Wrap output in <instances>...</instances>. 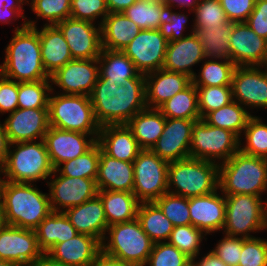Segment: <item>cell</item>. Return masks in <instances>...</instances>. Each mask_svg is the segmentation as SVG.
I'll return each mask as SVG.
<instances>
[{
  "label": "cell",
  "instance_id": "816d5d0a",
  "mask_svg": "<svg viewBox=\"0 0 267 266\" xmlns=\"http://www.w3.org/2000/svg\"><path fill=\"white\" fill-rule=\"evenodd\" d=\"M238 266H267V241L261 238H243Z\"/></svg>",
  "mask_w": 267,
  "mask_h": 266
},
{
  "label": "cell",
  "instance_id": "7bdbcfd3",
  "mask_svg": "<svg viewBox=\"0 0 267 266\" xmlns=\"http://www.w3.org/2000/svg\"><path fill=\"white\" fill-rule=\"evenodd\" d=\"M246 139L245 146L239 150L245 154L267 159V124L261 119L251 116L243 130Z\"/></svg>",
  "mask_w": 267,
  "mask_h": 266
},
{
  "label": "cell",
  "instance_id": "d6a6232c",
  "mask_svg": "<svg viewBox=\"0 0 267 266\" xmlns=\"http://www.w3.org/2000/svg\"><path fill=\"white\" fill-rule=\"evenodd\" d=\"M108 226L129 222L137 218L140 202L133 192L99 190Z\"/></svg>",
  "mask_w": 267,
  "mask_h": 266
},
{
  "label": "cell",
  "instance_id": "277c9868",
  "mask_svg": "<svg viewBox=\"0 0 267 266\" xmlns=\"http://www.w3.org/2000/svg\"><path fill=\"white\" fill-rule=\"evenodd\" d=\"M219 189L224 195L261 197L267 190V159L237 151L219 163Z\"/></svg>",
  "mask_w": 267,
  "mask_h": 266
},
{
  "label": "cell",
  "instance_id": "d590c367",
  "mask_svg": "<svg viewBox=\"0 0 267 266\" xmlns=\"http://www.w3.org/2000/svg\"><path fill=\"white\" fill-rule=\"evenodd\" d=\"M252 115L241 104L233 100L229 104L207 113L202 120L209 125L229 130L239 138Z\"/></svg>",
  "mask_w": 267,
  "mask_h": 266
},
{
  "label": "cell",
  "instance_id": "9f6ffc18",
  "mask_svg": "<svg viewBox=\"0 0 267 266\" xmlns=\"http://www.w3.org/2000/svg\"><path fill=\"white\" fill-rule=\"evenodd\" d=\"M18 108V82L1 75L0 66V113H13Z\"/></svg>",
  "mask_w": 267,
  "mask_h": 266
},
{
  "label": "cell",
  "instance_id": "89a4df30",
  "mask_svg": "<svg viewBox=\"0 0 267 266\" xmlns=\"http://www.w3.org/2000/svg\"><path fill=\"white\" fill-rule=\"evenodd\" d=\"M265 66V72L267 73V54H266V57L264 59V62L262 63L261 67L263 68Z\"/></svg>",
  "mask_w": 267,
  "mask_h": 266
},
{
  "label": "cell",
  "instance_id": "c3c4849f",
  "mask_svg": "<svg viewBox=\"0 0 267 266\" xmlns=\"http://www.w3.org/2000/svg\"><path fill=\"white\" fill-rule=\"evenodd\" d=\"M30 6L37 17L49 22L45 24L49 26L57 25L71 15V0H32Z\"/></svg>",
  "mask_w": 267,
  "mask_h": 266
},
{
  "label": "cell",
  "instance_id": "1f68e13d",
  "mask_svg": "<svg viewBox=\"0 0 267 266\" xmlns=\"http://www.w3.org/2000/svg\"><path fill=\"white\" fill-rule=\"evenodd\" d=\"M39 248L46 253L54 245L65 242L79 233L64 212H51L35 229Z\"/></svg>",
  "mask_w": 267,
  "mask_h": 266
},
{
  "label": "cell",
  "instance_id": "ac0fdd59",
  "mask_svg": "<svg viewBox=\"0 0 267 266\" xmlns=\"http://www.w3.org/2000/svg\"><path fill=\"white\" fill-rule=\"evenodd\" d=\"M47 184L50 186L49 200L53 212H63L81 205L98 194L96 181L93 179L57 175L56 179L52 178Z\"/></svg>",
  "mask_w": 267,
  "mask_h": 266
},
{
  "label": "cell",
  "instance_id": "ffe728a7",
  "mask_svg": "<svg viewBox=\"0 0 267 266\" xmlns=\"http://www.w3.org/2000/svg\"><path fill=\"white\" fill-rule=\"evenodd\" d=\"M4 126L10 144L44 139L49 129L48 108H17L5 119Z\"/></svg>",
  "mask_w": 267,
  "mask_h": 266
},
{
  "label": "cell",
  "instance_id": "681fc988",
  "mask_svg": "<svg viewBox=\"0 0 267 266\" xmlns=\"http://www.w3.org/2000/svg\"><path fill=\"white\" fill-rule=\"evenodd\" d=\"M190 261L191 259L175 246L163 241L153 244L145 266H185Z\"/></svg>",
  "mask_w": 267,
  "mask_h": 266
},
{
  "label": "cell",
  "instance_id": "f5cc1de1",
  "mask_svg": "<svg viewBox=\"0 0 267 266\" xmlns=\"http://www.w3.org/2000/svg\"><path fill=\"white\" fill-rule=\"evenodd\" d=\"M243 238L226 235L212 250L227 266H238Z\"/></svg>",
  "mask_w": 267,
  "mask_h": 266
},
{
  "label": "cell",
  "instance_id": "4fadbf2b",
  "mask_svg": "<svg viewBox=\"0 0 267 266\" xmlns=\"http://www.w3.org/2000/svg\"><path fill=\"white\" fill-rule=\"evenodd\" d=\"M35 230L5 225L0 230V259L16 266H29L43 255Z\"/></svg>",
  "mask_w": 267,
  "mask_h": 266
},
{
  "label": "cell",
  "instance_id": "a7ac6f4b",
  "mask_svg": "<svg viewBox=\"0 0 267 266\" xmlns=\"http://www.w3.org/2000/svg\"><path fill=\"white\" fill-rule=\"evenodd\" d=\"M0 266H16V265L13 264L12 262L0 259Z\"/></svg>",
  "mask_w": 267,
  "mask_h": 266
},
{
  "label": "cell",
  "instance_id": "11a10c76",
  "mask_svg": "<svg viewBox=\"0 0 267 266\" xmlns=\"http://www.w3.org/2000/svg\"><path fill=\"white\" fill-rule=\"evenodd\" d=\"M229 21L246 22L254 10L256 0H219Z\"/></svg>",
  "mask_w": 267,
  "mask_h": 266
},
{
  "label": "cell",
  "instance_id": "e7e4bbea",
  "mask_svg": "<svg viewBox=\"0 0 267 266\" xmlns=\"http://www.w3.org/2000/svg\"><path fill=\"white\" fill-rule=\"evenodd\" d=\"M29 266H69L65 265L62 262L56 261L49 257L46 253L42 255L39 259H36Z\"/></svg>",
  "mask_w": 267,
  "mask_h": 266
},
{
  "label": "cell",
  "instance_id": "f6af8a7d",
  "mask_svg": "<svg viewBox=\"0 0 267 266\" xmlns=\"http://www.w3.org/2000/svg\"><path fill=\"white\" fill-rule=\"evenodd\" d=\"M204 238V233L197 227L189 225L174 226L171 236L168 240L179 251L188 258H197L200 251V243Z\"/></svg>",
  "mask_w": 267,
  "mask_h": 266
},
{
  "label": "cell",
  "instance_id": "60d3db41",
  "mask_svg": "<svg viewBox=\"0 0 267 266\" xmlns=\"http://www.w3.org/2000/svg\"><path fill=\"white\" fill-rule=\"evenodd\" d=\"M237 66L232 61L207 60L203 63L199 75H194L195 86H231L234 70Z\"/></svg>",
  "mask_w": 267,
  "mask_h": 266
},
{
  "label": "cell",
  "instance_id": "484cf974",
  "mask_svg": "<svg viewBox=\"0 0 267 266\" xmlns=\"http://www.w3.org/2000/svg\"><path fill=\"white\" fill-rule=\"evenodd\" d=\"M205 60L202 45L194 33L177 41L168 42L162 69L182 73L193 78L192 66Z\"/></svg>",
  "mask_w": 267,
  "mask_h": 266
},
{
  "label": "cell",
  "instance_id": "9c48e42d",
  "mask_svg": "<svg viewBox=\"0 0 267 266\" xmlns=\"http://www.w3.org/2000/svg\"><path fill=\"white\" fill-rule=\"evenodd\" d=\"M225 202V235L246 239L253 238L251 232L267 229V201L263 202L260 196L225 195Z\"/></svg>",
  "mask_w": 267,
  "mask_h": 266
},
{
  "label": "cell",
  "instance_id": "2e32d148",
  "mask_svg": "<svg viewBox=\"0 0 267 266\" xmlns=\"http://www.w3.org/2000/svg\"><path fill=\"white\" fill-rule=\"evenodd\" d=\"M76 131L61 130L49 126L44 136V142L52 167L55 169L59 164L77 158L89 151L96 143L98 137Z\"/></svg>",
  "mask_w": 267,
  "mask_h": 266
},
{
  "label": "cell",
  "instance_id": "db71d44e",
  "mask_svg": "<svg viewBox=\"0 0 267 266\" xmlns=\"http://www.w3.org/2000/svg\"><path fill=\"white\" fill-rule=\"evenodd\" d=\"M188 18L185 14L172 12V8L166 10V17L160 25L159 31L168 42L185 38L183 31Z\"/></svg>",
  "mask_w": 267,
  "mask_h": 266
},
{
  "label": "cell",
  "instance_id": "74e56055",
  "mask_svg": "<svg viewBox=\"0 0 267 266\" xmlns=\"http://www.w3.org/2000/svg\"><path fill=\"white\" fill-rule=\"evenodd\" d=\"M158 109L166 118L200 120L197 87L191 82L182 91L164 102Z\"/></svg>",
  "mask_w": 267,
  "mask_h": 266
},
{
  "label": "cell",
  "instance_id": "003e7915",
  "mask_svg": "<svg viewBox=\"0 0 267 266\" xmlns=\"http://www.w3.org/2000/svg\"><path fill=\"white\" fill-rule=\"evenodd\" d=\"M6 225L5 219H4V214L3 211L1 210L0 207V230Z\"/></svg>",
  "mask_w": 267,
  "mask_h": 266
},
{
  "label": "cell",
  "instance_id": "9a60e30c",
  "mask_svg": "<svg viewBox=\"0 0 267 266\" xmlns=\"http://www.w3.org/2000/svg\"><path fill=\"white\" fill-rule=\"evenodd\" d=\"M63 33L73 59H95L100 56L101 26L93 22L66 18L56 25Z\"/></svg>",
  "mask_w": 267,
  "mask_h": 266
},
{
  "label": "cell",
  "instance_id": "ba28073f",
  "mask_svg": "<svg viewBox=\"0 0 267 266\" xmlns=\"http://www.w3.org/2000/svg\"><path fill=\"white\" fill-rule=\"evenodd\" d=\"M106 232L110 238H104L101 243L104 254L134 266H145L154 243L137 218L110 225Z\"/></svg>",
  "mask_w": 267,
  "mask_h": 266
},
{
  "label": "cell",
  "instance_id": "6125c7cd",
  "mask_svg": "<svg viewBox=\"0 0 267 266\" xmlns=\"http://www.w3.org/2000/svg\"><path fill=\"white\" fill-rule=\"evenodd\" d=\"M92 266H134L101 252Z\"/></svg>",
  "mask_w": 267,
  "mask_h": 266
},
{
  "label": "cell",
  "instance_id": "5bb4252c",
  "mask_svg": "<svg viewBox=\"0 0 267 266\" xmlns=\"http://www.w3.org/2000/svg\"><path fill=\"white\" fill-rule=\"evenodd\" d=\"M98 64V58L73 59L50 75V81L62 94L90 96L99 76Z\"/></svg>",
  "mask_w": 267,
  "mask_h": 266
},
{
  "label": "cell",
  "instance_id": "e575fe53",
  "mask_svg": "<svg viewBox=\"0 0 267 266\" xmlns=\"http://www.w3.org/2000/svg\"><path fill=\"white\" fill-rule=\"evenodd\" d=\"M137 219L140 221L143 231L154 244L163 240L168 241L174 229V225L155 202L140 203L137 210Z\"/></svg>",
  "mask_w": 267,
  "mask_h": 266
},
{
  "label": "cell",
  "instance_id": "bcb514c9",
  "mask_svg": "<svg viewBox=\"0 0 267 266\" xmlns=\"http://www.w3.org/2000/svg\"><path fill=\"white\" fill-rule=\"evenodd\" d=\"M155 203L174 226L191 224L188 198L167 192Z\"/></svg>",
  "mask_w": 267,
  "mask_h": 266
},
{
  "label": "cell",
  "instance_id": "4316f807",
  "mask_svg": "<svg viewBox=\"0 0 267 266\" xmlns=\"http://www.w3.org/2000/svg\"><path fill=\"white\" fill-rule=\"evenodd\" d=\"M97 143L106 155L127 162H133L143 150L126 124L100 127Z\"/></svg>",
  "mask_w": 267,
  "mask_h": 266
},
{
  "label": "cell",
  "instance_id": "44dd1931",
  "mask_svg": "<svg viewBox=\"0 0 267 266\" xmlns=\"http://www.w3.org/2000/svg\"><path fill=\"white\" fill-rule=\"evenodd\" d=\"M229 46L236 66H261L267 54V40L258 36L246 22H232Z\"/></svg>",
  "mask_w": 267,
  "mask_h": 266
},
{
  "label": "cell",
  "instance_id": "cb8c5ba5",
  "mask_svg": "<svg viewBox=\"0 0 267 266\" xmlns=\"http://www.w3.org/2000/svg\"><path fill=\"white\" fill-rule=\"evenodd\" d=\"M192 79L185 74L159 69L145 74L147 108H159L164 102L186 88Z\"/></svg>",
  "mask_w": 267,
  "mask_h": 266
},
{
  "label": "cell",
  "instance_id": "7c38bea8",
  "mask_svg": "<svg viewBox=\"0 0 267 266\" xmlns=\"http://www.w3.org/2000/svg\"><path fill=\"white\" fill-rule=\"evenodd\" d=\"M168 41L159 30H141L122 51L132 60L136 69L147 74L162 69Z\"/></svg>",
  "mask_w": 267,
  "mask_h": 266
},
{
  "label": "cell",
  "instance_id": "f35d334b",
  "mask_svg": "<svg viewBox=\"0 0 267 266\" xmlns=\"http://www.w3.org/2000/svg\"><path fill=\"white\" fill-rule=\"evenodd\" d=\"M167 5L164 2L137 0L123 13L142 30H159L166 17Z\"/></svg>",
  "mask_w": 267,
  "mask_h": 266
},
{
  "label": "cell",
  "instance_id": "3957f363",
  "mask_svg": "<svg viewBox=\"0 0 267 266\" xmlns=\"http://www.w3.org/2000/svg\"><path fill=\"white\" fill-rule=\"evenodd\" d=\"M0 207L7 225L35 230L53 212L49 194L31 183L1 180Z\"/></svg>",
  "mask_w": 267,
  "mask_h": 266
},
{
  "label": "cell",
  "instance_id": "be15d7a7",
  "mask_svg": "<svg viewBox=\"0 0 267 266\" xmlns=\"http://www.w3.org/2000/svg\"><path fill=\"white\" fill-rule=\"evenodd\" d=\"M137 0H106L110 13H120L133 5Z\"/></svg>",
  "mask_w": 267,
  "mask_h": 266
},
{
  "label": "cell",
  "instance_id": "03108f58",
  "mask_svg": "<svg viewBox=\"0 0 267 266\" xmlns=\"http://www.w3.org/2000/svg\"><path fill=\"white\" fill-rule=\"evenodd\" d=\"M199 0H165V4L167 5L168 8H172L174 7V5L178 4L177 6L179 8H183V7H189L191 11H193L195 9V7L197 6ZM175 3V4H174Z\"/></svg>",
  "mask_w": 267,
  "mask_h": 266
},
{
  "label": "cell",
  "instance_id": "ab89813d",
  "mask_svg": "<svg viewBox=\"0 0 267 266\" xmlns=\"http://www.w3.org/2000/svg\"><path fill=\"white\" fill-rule=\"evenodd\" d=\"M100 160V145L96 143L89 151L77 158L59 164L54 172L72 178H86L96 181ZM61 165L62 168L60 167Z\"/></svg>",
  "mask_w": 267,
  "mask_h": 266
},
{
  "label": "cell",
  "instance_id": "7dc6e473",
  "mask_svg": "<svg viewBox=\"0 0 267 266\" xmlns=\"http://www.w3.org/2000/svg\"><path fill=\"white\" fill-rule=\"evenodd\" d=\"M193 12L196 20L192 33L195 29L205 30L209 26H220L229 21L219 0H199Z\"/></svg>",
  "mask_w": 267,
  "mask_h": 266
},
{
  "label": "cell",
  "instance_id": "d6986e66",
  "mask_svg": "<svg viewBox=\"0 0 267 266\" xmlns=\"http://www.w3.org/2000/svg\"><path fill=\"white\" fill-rule=\"evenodd\" d=\"M261 66H237L232 77L233 100L251 108H267V73Z\"/></svg>",
  "mask_w": 267,
  "mask_h": 266
},
{
  "label": "cell",
  "instance_id": "ee69618b",
  "mask_svg": "<svg viewBox=\"0 0 267 266\" xmlns=\"http://www.w3.org/2000/svg\"><path fill=\"white\" fill-rule=\"evenodd\" d=\"M201 119L233 101L232 86H196Z\"/></svg>",
  "mask_w": 267,
  "mask_h": 266
},
{
  "label": "cell",
  "instance_id": "8c879c8a",
  "mask_svg": "<svg viewBox=\"0 0 267 266\" xmlns=\"http://www.w3.org/2000/svg\"><path fill=\"white\" fill-rule=\"evenodd\" d=\"M185 266H194V264L192 263V261H190L188 264H186Z\"/></svg>",
  "mask_w": 267,
  "mask_h": 266
},
{
  "label": "cell",
  "instance_id": "2644e50d",
  "mask_svg": "<svg viewBox=\"0 0 267 266\" xmlns=\"http://www.w3.org/2000/svg\"><path fill=\"white\" fill-rule=\"evenodd\" d=\"M149 1H152V2H157V3H160V2H165V0H149Z\"/></svg>",
  "mask_w": 267,
  "mask_h": 266
},
{
  "label": "cell",
  "instance_id": "94428289",
  "mask_svg": "<svg viewBox=\"0 0 267 266\" xmlns=\"http://www.w3.org/2000/svg\"><path fill=\"white\" fill-rule=\"evenodd\" d=\"M9 140L6 134L4 123L0 122V168L5 164L8 151H9Z\"/></svg>",
  "mask_w": 267,
  "mask_h": 266
},
{
  "label": "cell",
  "instance_id": "8d00e7d4",
  "mask_svg": "<svg viewBox=\"0 0 267 266\" xmlns=\"http://www.w3.org/2000/svg\"><path fill=\"white\" fill-rule=\"evenodd\" d=\"M98 78H145L132 60L121 50H101Z\"/></svg>",
  "mask_w": 267,
  "mask_h": 266
},
{
  "label": "cell",
  "instance_id": "d4e9b609",
  "mask_svg": "<svg viewBox=\"0 0 267 266\" xmlns=\"http://www.w3.org/2000/svg\"><path fill=\"white\" fill-rule=\"evenodd\" d=\"M63 212L78 233L90 235L103 242L108 224L103 203L98 195Z\"/></svg>",
  "mask_w": 267,
  "mask_h": 266
},
{
  "label": "cell",
  "instance_id": "7a4b0ae2",
  "mask_svg": "<svg viewBox=\"0 0 267 266\" xmlns=\"http://www.w3.org/2000/svg\"><path fill=\"white\" fill-rule=\"evenodd\" d=\"M1 75L16 82H34L50 79L42 59L40 38L35 21H24L15 29L14 36L5 49Z\"/></svg>",
  "mask_w": 267,
  "mask_h": 266
},
{
  "label": "cell",
  "instance_id": "f907efd6",
  "mask_svg": "<svg viewBox=\"0 0 267 266\" xmlns=\"http://www.w3.org/2000/svg\"><path fill=\"white\" fill-rule=\"evenodd\" d=\"M109 13L106 0H71V18L94 22L101 16V26Z\"/></svg>",
  "mask_w": 267,
  "mask_h": 266
},
{
  "label": "cell",
  "instance_id": "e0dca14e",
  "mask_svg": "<svg viewBox=\"0 0 267 266\" xmlns=\"http://www.w3.org/2000/svg\"><path fill=\"white\" fill-rule=\"evenodd\" d=\"M196 121L199 120L166 118L164 131L150 150L168 162L189 158Z\"/></svg>",
  "mask_w": 267,
  "mask_h": 266
},
{
  "label": "cell",
  "instance_id": "603a6c76",
  "mask_svg": "<svg viewBox=\"0 0 267 266\" xmlns=\"http://www.w3.org/2000/svg\"><path fill=\"white\" fill-rule=\"evenodd\" d=\"M102 252L101 242L86 234L54 245L46 254L69 266H92Z\"/></svg>",
  "mask_w": 267,
  "mask_h": 266
},
{
  "label": "cell",
  "instance_id": "52a82bcc",
  "mask_svg": "<svg viewBox=\"0 0 267 266\" xmlns=\"http://www.w3.org/2000/svg\"><path fill=\"white\" fill-rule=\"evenodd\" d=\"M49 126L89 134L98 137L97 123L90 96L62 94L49 97Z\"/></svg>",
  "mask_w": 267,
  "mask_h": 266
},
{
  "label": "cell",
  "instance_id": "83f0119b",
  "mask_svg": "<svg viewBox=\"0 0 267 266\" xmlns=\"http://www.w3.org/2000/svg\"><path fill=\"white\" fill-rule=\"evenodd\" d=\"M97 189L133 192V162L117 160L106 155L100 148V160L96 178Z\"/></svg>",
  "mask_w": 267,
  "mask_h": 266
},
{
  "label": "cell",
  "instance_id": "7402d4cb",
  "mask_svg": "<svg viewBox=\"0 0 267 266\" xmlns=\"http://www.w3.org/2000/svg\"><path fill=\"white\" fill-rule=\"evenodd\" d=\"M217 191L188 198L191 225L197 227L205 235L224 228L226 216L225 195L220 196Z\"/></svg>",
  "mask_w": 267,
  "mask_h": 266
},
{
  "label": "cell",
  "instance_id": "30bf717a",
  "mask_svg": "<svg viewBox=\"0 0 267 266\" xmlns=\"http://www.w3.org/2000/svg\"><path fill=\"white\" fill-rule=\"evenodd\" d=\"M235 133L207 124L202 119L192 127L190 158L216 162L227 161L239 151L241 140Z\"/></svg>",
  "mask_w": 267,
  "mask_h": 266
},
{
  "label": "cell",
  "instance_id": "f1b7e54d",
  "mask_svg": "<svg viewBox=\"0 0 267 266\" xmlns=\"http://www.w3.org/2000/svg\"><path fill=\"white\" fill-rule=\"evenodd\" d=\"M38 33L42 63L46 72L52 75L73 60V57L63 33L56 25H44Z\"/></svg>",
  "mask_w": 267,
  "mask_h": 266
},
{
  "label": "cell",
  "instance_id": "8992f818",
  "mask_svg": "<svg viewBox=\"0 0 267 266\" xmlns=\"http://www.w3.org/2000/svg\"><path fill=\"white\" fill-rule=\"evenodd\" d=\"M14 150H11V146ZM6 179L17 183H31L40 179L54 177V168L51 165L46 145L43 139L39 142L27 141L11 143L5 164L0 168ZM52 174H54L52 176Z\"/></svg>",
  "mask_w": 267,
  "mask_h": 266
},
{
  "label": "cell",
  "instance_id": "b9f144b4",
  "mask_svg": "<svg viewBox=\"0 0 267 266\" xmlns=\"http://www.w3.org/2000/svg\"><path fill=\"white\" fill-rule=\"evenodd\" d=\"M50 82L49 79H44L18 83V108H48L50 93L54 89Z\"/></svg>",
  "mask_w": 267,
  "mask_h": 266
},
{
  "label": "cell",
  "instance_id": "6da1fadb",
  "mask_svg": "<svg viewBox=\"0 0 267 266\" xmlns=\"http://www.w3.org/2000/svg\"><path fill=\"white\" fill-rule=\"evenodd\" d=\"M90 99L100 127L127 124L146 108L145 78H98Z\"/></svg>",
  "mask_w": 267,
  "mask_h": 266
},
{
  "label": "cell",
  "instance_id": "836d02e7",
  "mask_svg": "<svg viewBox=\"0 0 267 266\" xmlns=\"http://www.w3.org/2000/svg\"><path fill=\"white\" fill-rule=\"evenodd\" d=\"M194 34L202 45L205 60L215 58V60L223 59L232 61L229 46L230 36L232 34L231 21L223 23L220 26H209L205 30L195 29Z\"/></svg>",
  "mask_w": 267,
  "mask_h": 266
},
{
  "label": "cell",
  "instance_id": "91938a15",
  "mask_svg": "<svg viewBox=\"0 0 267 266\" xmlns=\"http://www.w3.org/2000/svg\"><path fill=\"white\" fill-rule=\"evenodd\" d=\"M192 258L191 261L194 266H227L214 252L209 251L199 262Z\"/></svg>",
  "mask_w": 267,
  "mask_h": 266
},
{
  "label": "cell",
  "instance_id": "680465c9",
  "mask_svg": "<svg viewBox=\"0 0 267 266\" xmlns=\"http://www.w3.org/2000/svg\"><path fill=\"white\" fill-rule=\"evenodd\" d=\"M24 1L25 0H0V22H4L5 24L7 22L9 23L12 18L16 16H21L24 21H26L22 12ZM25 3H29L28 0H26Z\"/></svg>",
  "mask_w": 267,
  "mask_h": 266
},
{
  "label": "cell",
  "instance_id": "8fae6325",
  "mask_svg": "<svg viewBox=\"0 0 267 266\" xmlns=\"http://www.w3.org/2000/svg\"><path fill=\"white\" fill-rule=\"evenodd\" d=\"M169 162L150 149H143L133 161V194L140 203L155 202L168 192Z\"/></svg>",
  "mask_w": 267,
  "mask_h": 266
},
{
  "label": "cell",
  "instance_id": "6f0895ef",
  "mask_svg": "<svg viewBox=\"0 0 267 266\" xmlns=\"http://www.w3.org/2000/svg\"><path fill=\"white\" fill-rule=\"evenodd\" d=\"M247 25L260 37L267 40V0H256Z\"/></svg>",
  "mask_w": 267,
  "mask_h": 266
},
{
  "label": "cell",
  "instance_id": "5b68a950",
  "mask_svg": "<svg viewBox=\"0 0 267 266\" xmlns=\"http://www.w3.org/2000/svg\"><path fill=\"white\" fill-rule=\"evenodd\" d=\"M170 186H174L175 190L170 189ZM217 189H219L218 162L190 157L169 162V193L191 198L210 194Z\"/></svg>",
  "mask_w": 267,
  "mask_h": 266
},
{
  "label": "cell",
  "instance_id": "4dcf8cb0",
  "mask_svg": "<svg viewBox=\"0 0 267 266\" xmlns=\"http://www.w3.org/2000/svg\"><path fill=\"white\" fill-rule=\"evenodd\" d=\"M166 117L157 108H145L128 122L134 138L142 149H151L164 131Z\"/></svg>",
  "mask_w": 267,
  "mask_h": 266
},
{
  "label": "cell",
  "instance_id": "f546056e",
  "mask_svg": "<svg viewBox=\"0 0 267 266\" xmlns=\"http://www.w3.org/2000/svg\"><path fill=\"white\" fill-rule=\"evenodd\" d=\"M141 30L123 12L109 13L101 24L102 48L122 51Z\"/></svg>",
  "mask_w": 267,
  "mask_h": 266
}]
</instances>
